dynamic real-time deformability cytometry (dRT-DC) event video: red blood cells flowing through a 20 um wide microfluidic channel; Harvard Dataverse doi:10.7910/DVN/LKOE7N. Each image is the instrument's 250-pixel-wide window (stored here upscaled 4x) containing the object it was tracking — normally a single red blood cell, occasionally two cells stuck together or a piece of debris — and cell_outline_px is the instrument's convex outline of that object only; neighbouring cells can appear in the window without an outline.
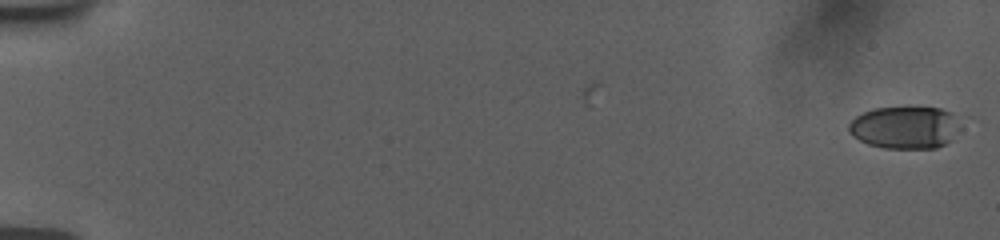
{"species": "human", "species_latin": "Homo sapiens", "temperature_condition": "room temperature", "stored_images_in_passage": 56, "camera_frame_rate_fps": 3000, "um_per_image_px": 0.085, "donor": {"sex": "female"}, "frame": {"image": 1, "passage_image": 1, "time_ms": 0.0, "image_size_px": [1000, 240], "cell_outline_px": [[952, 120], [948, 140], [944, 144], [936, 148], [884, 148], [868, 144], [852, 136], [848, 132], [848, 124], [856, 116], [864, 112], [876, 108], [908, 104], [940, 108], [952, 112]], "centroid_in_image_um": [76.74, 10.78], "position_along_channel_um": 8.3, "area_um2": 27.22}}
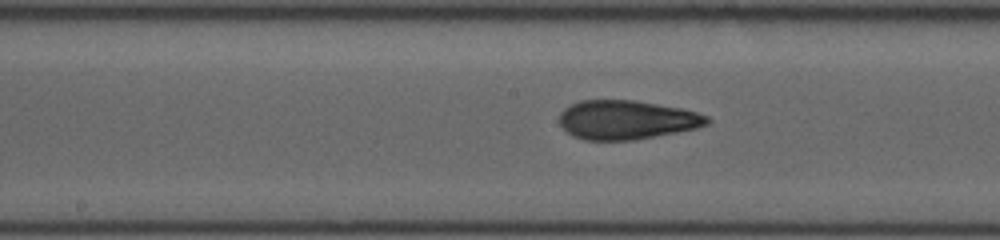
{"frame": {"image": 2, "passage_image": 31, "time_ms": 10.0, "image_size_px": [1000, 240], "cell_outline_px": [[712, 120], [708, 124], [696, 128], [636, 140], [584, 140], [572, 136], [560, 124], [560, 112], [564, 108], [580, 100], [632, 100], [680, 108], [696, 112], [708, 116]], "centroid_in_image_um": [53.26, 10.19], "position_along_channel_um": 194.9, "area_um2": 33.52}}
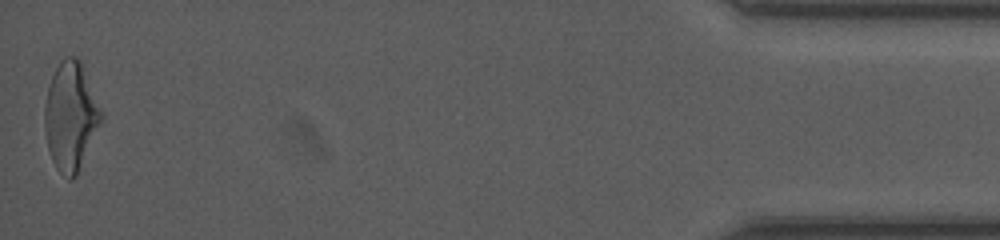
{"frame": {"image": 3, "passage_image": 56, "time_ms": 18.333, "image_size_px": [1000, 240], "cell_outline_px": [[104, 120], [76, 176], [72, 180], [68, 180], [56, 168], [52, 160], [48, 148], [44, 128], [44, 108], [48, 88], [52, 76], [60, 60], [68, 56], [76, 56], [80, 60], [104, 116]], "centroid_in_image_um": [6.02, 9.91], "position_along_channel_um": 429.2, "area_um2": 35.89}, "authors_computed_cell_mechanics": {"area_um2": 32.5414, "velocity_mm_per_s": 3.7844, "shape_relaxation_time_tau1_ms": 8.2566, "shape_relaxation_time_tau2_ms": 1.6913, "deformation_change_tau1": 0.2504, "deformation_change_tau2": 0.1004}}